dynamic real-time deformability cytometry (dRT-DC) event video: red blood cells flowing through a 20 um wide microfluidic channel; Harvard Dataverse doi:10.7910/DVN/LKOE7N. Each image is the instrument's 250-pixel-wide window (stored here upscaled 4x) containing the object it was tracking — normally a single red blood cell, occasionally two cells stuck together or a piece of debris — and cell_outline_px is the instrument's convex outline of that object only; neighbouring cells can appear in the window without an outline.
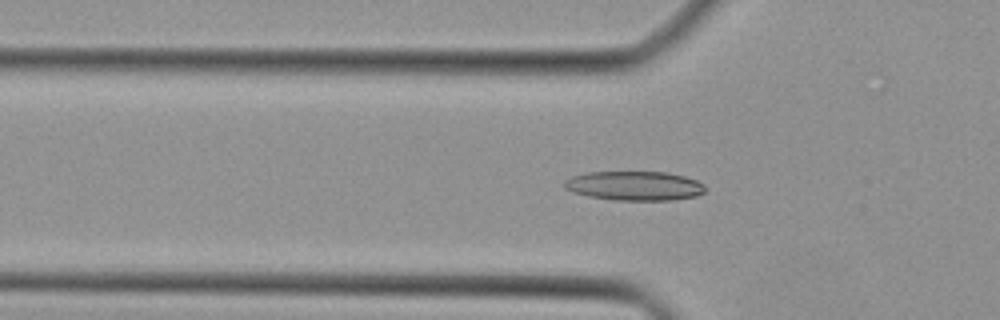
{"species": "Egyptian fruit bat (a non-hibernating species)", "species_latin": "Rousettus aegyptiacus", "temperature_condition": "cold", "stored_images_in_passage": 41, "camera_frame_rate_fps": 3000, "um_per_image_px": 0.085, "animal": {"sex": "female"}, "frame": {"image": 1, "passage_image": 14, "time_ms": 4.333, "image_size_px": [1000, 320], "cell_outline_px": [[708, 188], [704, 192], [696, 196], [672, 200], [616, 200], [588, 196], [572, 192], [564, 188], [564, 180], [572, 176], [588, 172], [668, 172], [684, 176], [696, 180], [704, 184]], "centroid_in_image_um": [53.95, 15.79], "position_along_channel_um": 71.9, "area_um2": 24.16}}
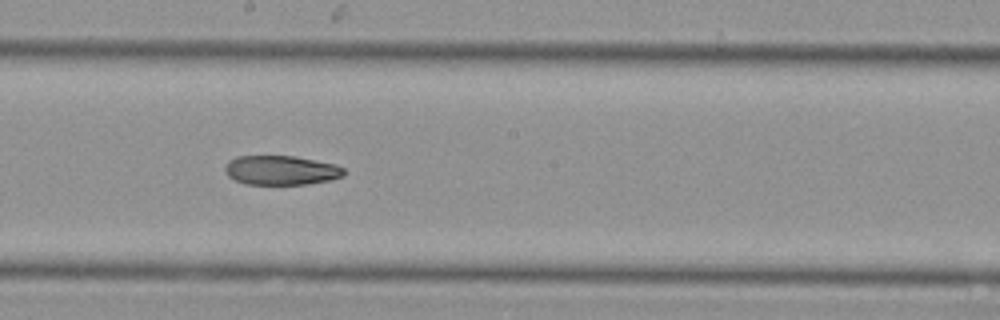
{"frame": {"image": 2, "passage_image": 24, "time_ms": 7.667, "image_size_px": [1000, 320], "cell_outline_px": [[344, 176], [332, 180], [308, 184], [244, 184], [228, 176], [224, 172], [224, 168], [228, 160], [236, 156], [296, 156], [336, 164], [344, 168]], "centroid_in_image_um": [23.89, 14.47], "position_along_channel_um": 224.3, "area_um2": 20.58}}
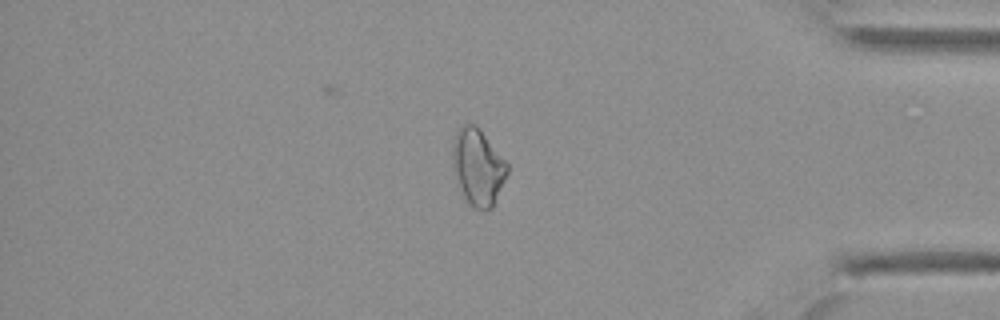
{"frame": {"image": 3, "passage_image": 37, "time_ms": 12.0, "image_size_px": [1000, 320], "cell_outline_px": [[508, 172], [492, 208], [472, 208], [468, 204], [464, 196], [452, 164], [452, 144], [456, 128], [464, 124], [476, 124], [480, 128], [508, 164]], "centroid_in_image_um": [40.61, 14.14], "position_along_channel_um": 394.6, "area_um2": 24.22}}